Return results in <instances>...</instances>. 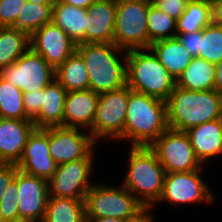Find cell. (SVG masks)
<instances>
[{
    "label": "cell",
    "instance_id": "14",
    "mask_svg": "<svg viewBox=\"0 0 222 222\" xmlns=\"http://www.w3.org/2000/svg\"><path fill=\"white\" fill-rule=\"evenodd\" d=\"M76 43L53 22L40 27L30 36V48L54 69L76 51Z\"/></svg>",
    "mask_w": 222,
    "mask_h": 222
},
{
    "label": "cell",
    "instance_id": "26",
    "mask_svg": "<svg viewBox=\"0 0 222 222\" xmlns=\"http://www.w3.org/2000/svg\"><path fill=\"white\" fill-rule=\"evenodd\" d=\"M43 222H86L84 199L48 197Z\"/></svg>",
    "mask_w": 222,
    "mask_h": 222
},
{
    "label": "cell",
    "instance_id": "30",
    "mask_svg": "<svg viewBox=\"0 0 222 222\" xmlns=\"http://www.w3.org/2000/svg\"><path fill=\"white\" fill-rule=\"evenodd\" d=\"M0 118L29 119L23 104V92L0 76Z\"/></svg>",
    "mask_w": 222,
    "mask_h": 222
},
{
    "label": "cell",
    "instance_id": "25",
    "mask_svg": "<svg viewBox=\"0 0 222 222\" xmlns=\"http://www.w3.org/2000/svg\"><path fill=\"white\" fill-rule=\"evenodd\" d=\"M55 79L67 92L89 89L87 68L76 51L55 69Z\"/></svg>",
    "mask_w": 222,
    "mask_h": 222
},
{
    "label": "cell",
    "instance_id": "9",
    "mask_svg": "<svg viewBox=\"0 0 222 222\" xmlns=\"http://www.w3.org/2000/svg\"><path fill=\"white\" fill-rule=\"evenodd\" d=\"M129 101V87L99 94L96 116L90 134L94 140L102 137L124 139V126Z\"/></svg>",
    "mask_w": 222,
    "mask_h": 222
},
{
    "label": "cell",
    "instance_id": "47",
    "mask_svg": "<svg viewBox=\"0 0 222 222\" xmlns=\"http://www.w3.org/2000/svg\"><path fill=\"white\" fill-rule=\"evenodd\" d=\"M0 222H5L1 213H0Z\"/></svg>",
    "mask_w": 222,
    "mask_h": 222
},
{
    "label": "cell",
    "instance_id": "45",
    "mask_svg": "<svg viewBox=\"0 0 222 222\" xmlns=\"http://www.w3.org/2000/svg\"><path fill=\"white\" fill-rule=\"evenodd\" d=\"M31 3L43 4V3H55V0H26Z\"/></svg>",
    "mask_w": 222,
    "mask_h": 222
},
{
    "label": "cell",
    "instance_id": "15",
    "mask_svg": "<svg viewBox=\"0 0 222 222\" xmlns=\"http://www.w3.org/2000/svg\"><path fill=\"white\" fill-rule=\"evenodd\" d=\"M16 166L21 172L47 181L54 175L58 165L50 156L49 127L32 131Z\"/></svg>",
    "mask_w": 222,
    "mask_h": 222
},
{
    "label": "cell",
    "instance_id": "5",
    "mask_svg": "<svg viewBox=\"0 0 222 222\" xmlns=\"http://www.w3.org/2000/svg\"><path fill=\"white\" fill-rule=\"evenodd\" d=\"M144 49L126 51V85L132 90L165 101L176 87V79L158 57Z\"/></svg>",
    "mask_w": 222,
    "mask_h": 222
},
{
    "label": "cell",
    "instance_id": "11",
    "mask_svg": "<svg viewBox=\"0 0 222 222\" xmlns=\"http://www.w3.org/2000/svg\"><path fill=\"white\" fill-rule=\"evenodd\" d=\"M93 150L83 159L57 166L54 175L47 181L48 196L85 199L88 190L89 175L93 171Z\"/></svg>",
    "mask_w": 222,
    "mask_h": 222
},
{
    "label": "cell",
    "instance_id": "39",
    "mask_svg": "<svg viewBox=\"0 0 222 222\" xmlns=\"http://www.w3.org/2000/svg\"><path fill=\"white\" fill-rule=\"evenodd\" d=\"M212 23L222 26V0H210Z\"/></svg>",
    "mask_w": 222,
    "mask_h": 222
},
{
    "label": "cell",
    "instance_id": "27",
    "mask_svg": "<svg viewBox=\"0 0 222 222\" xmlns=\"http://www.w3.org/2000/svg\"><path fill=\"white\" fill-rule=\"evenodd\" d=\"M26 48V49H25ZM30 48V36L13 27H0V71Z\"/></svg>",
    "mask_w": 222,
    "mask_h": 222
},
{
    "label": "cell",
    "instance_id": "29",
    "mask_svg": "<svg viewBox=\"0 0 222 222\" xmlns=\"http://www.w3.org/2000/svg\"><path fill=\"white\" fill-rule=\"evenodd\" d=\"M54 3L26 2L13 26L31 36L43 25L52 22V6Z\"/></svg>",
    "mask_w": 222,
    "mask_h": 222
},
{
    "label": "cell",
    "instance_id": "32",
    "mask_svg": "<svg viewBox=\"0 0 222 222\" xmlns=\"http://www.w3.org/2000/svg\"><path fill=\"white\" fill-rule=\"evenodd\" d=\"M199 58L214 65L222 60V26L210 23L203 28Z\"/></svg>",
    "mask_w": 222,
    "mask_h": 222
},
{
    "label": "cell",
    "instance_id": "42",
    "mask_svg": "<svg viewBox=\"0 0 222 222\" xmlns=\"http://www.w3.org/2000/svg\"><path fill=\"white\" fill-rule=\"evenodd\" d=\"M62 3L87 9L90 5L98 0H60Z\"/></svg>",
    "mask_w": 222,
    "mask_h": 222
},
{
    "label": "cell",
    "instance_id": "37",
    "mask_svg": "<svg viewBox=\"0 0 222 222\" xmlns=\"http://www.w3.org/2000/svg\"><path fill=\"white\" fill-rule=\"evenodd\" d=\"M162 12L168 14L174 19H178L185 11V5L181 1L174 0H152Z\"/></svg>",
    "mask_w": 222,
    "mask_h": 222
},
{
    "label": "cell",
    "instance_id": "6",
    "mask_svg": "<svg viewBox=\"0 0 222 222\" xmlns=\"http://www.w3.org/2000/svg\"><path fill=\"white\" fill-rule=\"evenodd\" d=\"M110 187L94 184L85 195V218L130 219L140 213L144 205L123 185Z\"/></svg>",
    "mask_w": 222,
    "mask_h": 222
},
{
    "label": "cell",
    "instance_id": "21",
    "mask_svg": "<svg viewBox=\"0 0 222 222\" xmlns=\"http://www.w3.org/2000/svg\"><path fill=\"white\" fill-rule=\"evenodd\" d=\"M66 94L67 91L56 79L42 89L40 113L33 119L36 128L63 127Z\"/></svg>",
    "mask_w": 222,
    "mask_h": 222
},
{
    "label": "cell",
    "instance_id": "23",
    "mask_svg": "<svg viewBox=\"0 0 222 222\" xmlns=\"http://www.w3.org/2000/svg\"><path fill=\"white\" fill-rule=\"evenodd\" d=\"M52 22L59 26L76 44L85 43L87 9L55 0L52 6Z\"/></svg>",
    "mask_w": 222,
    "mask_h": 222
},
{
    "label": "cell",
    "instance_id": "8",
    "mask_svg": "<svg viewBox=\"0 0 222 222\" xmlns=\"http://www.w3.org/2000/svg\"><path fill=\"white\" fill-rule=\"evenodd\" d=\"M166 173L202 169L185 131L168 128L150 146Z\"/></svg>",
    "mask_w": 222,
    "mask_h": 222
},
{
    "label": "cell",
    "instance_id": "16",
    "mask_svg": "<svg viewBox=\"0 0 222 222\" xmlns=\"http://www.w3.org/2000/svg\"><path fill=\"white\" fill-rule=\"evenodd\" d=\"M19 217L43 222L48 199L47 180L17 170Z\"/></svg>",
    "mask_w": 222,
    "mask_h": 222
},
{
    "label": "cell",
    "instance_id": "4",
    "mask_svg": "<svg viewBox=\"0 0 222 222\" xmlns=\"http://www.w3.org/2000/svg\"><path fill=\"white\" fill-rule=\"evenodd\" d=\"M128 155L129 168L122 185L144 207L152 208L162 195L165 169L159 162L156 153L150 147L131 146ZM135 193L138 194L136 195Z\"/></svg>",
    "mask_w": 222,
    "mask_h": 222
},
{
    "label": "cell",
    "instance_id": "46",
    "mask_svg": "<svg viewBox=\"0 0 222 222\" xmlns=\"http://www.w3.org/2000/svg\"><path fill=\"white\" fill-rule=\"evenodd\" d=\"M174 1H181L186 6L188 3L196 1V0H174Z\"/></svg>",
    "mask_w": 222,
    "mask_h": 222
},
{
    "label": "cell",
    "instance_id": "12",
    "mask_svg": "<svg viewBox=\"0 0 222 222\" xmlns=\"http://www.w3.org/2000/svg\"><path fill=\"white\" fill-rule=\"evenodd\" d=\"M200 171L202 170L166 173L163 192L158 202L165 200L177 205L178 203H199L204 200L208 203L214 201L213 194L199 174Z\"/></svg>",
    "mask_w": 222,
    "mask_h": 222
},
{
    "label": "cell",
    "instance_id": "17",
    "mask_svg": "<svg viewBox=\"0 0 222 222\" xmlns=\"http://www.w3.org/2000/svg\"><path fill=\"white\" fill-rule=\"evenodd\" d=\"M35 128L31 119L0 118V163L17 164Z\"/></svg>",
    "mask_w": 222,
    "mask_h": 222
},
{
    "label": "cell",
    "instance_id": "28",
    "mask_svg": "<svg viewBox=\"0 0 222 222\" xmlns=\"http://www.w3.org/2000/svg\"><path fill=\"white\" fill-rule=\"evenodd\" d=\"M212 23L210 0H196L185 6V11L177 19V34L197 32Z\"/></svg>",
    "mask_w": 222,
    "mask_h": 222
},
{
    "label": "cell",
    "instance_id": "41",
    "mask_svg": "<svg viewBox=\"0 0 222 222\" xmlns=\"http://www.w3.org/2000/svg\"><path fill=\"white\" fill-rule=\"evenodd\" d=\"M151 207H145L140 213L135 217L126 219L124 222H152V218L149 215V210Z\"/></svg>",
    "mask_w": 222,
    "mask_h": 222
},
{
    "label": "cell",
    "instance_id": "31",
    "mask_svg": "<svg viewBox=\"0 0 222 222\" xmlns=\"http://www.w3.org/2000/svg\"><path fill=\"white\" fill-rule=\"evenodd\" d=\"M176 23V19L162 12L152 3L147 17L149 48L155 41L176 37Z\"/></svg>",
    "mask_w": 222,
    "mask_h": 222
},
{
    "label": "cell",
    "instance_id": "20",
    "mask_svg": "<svg viewBox=\"0 0 222 222\" xmlns=\"http://www.w3.org/2000/svg\"><path fill=\"white\" fill-rule=\"evenodd\" d=\"M185 132L201 163L222 154V118L205 122Z\"/></svg>",
    "mask_w": 222,
    "mask_h": 222
},
{
    "label": "cell",
    "instance_id": "3",
    "mask_svg": "<svg viewBox=\"0 0 222 222\" xmlns=\"http://www.w3.org/2000/svg\"><path fill=\"white\" fill-rule=\"evenodd\" d=\"M119 50L114 43H82L76 45V52L82 57L89 77V89L101 94L126 86L125 63L116 56ZM117 51V52H115ZM124 63V64H123Z\"/></svg>",
    "mask_w": 222,
    "mask_h": 222
},
{
    "label": "cell",
    "instance_id": "22",
    "mask_svg": "<svg viewBox=\"0 0 222 222\" xmlns=\"http://www.w3.org/2000/svg\"><path fill=\"white\" fill-rule=\"evenodd\" d=\"M147 51H153L161 64L176 80L193 58L177 36L155 41Z\"/></svg>",
    "mask_w": 222,
    "mask_h": 222
},
{
    "label": "cell",
    "instance_id": "33",
    "mask_svg": "<svg viewBox=\"0 0 222 222\" xmlns=\"http://www.w3.org/2000/svg\"><path fill=\"white\" fill-rule=\"evenodd\" d=\"M17 172L15 178L11 181L3 197L0 200V213L6 221L19 217L18 203H17Z\"/></svg>",
    "mask_w": 222,
    "mask_h": 222
},
{
    "label": "cell",
    "instance_id": "43",
    "mask_svg": "<svg viewBox=\"0 0 222 222\" xmlns=\"http://www.w3.org/2000/svg\"><path fill=\"white\" fill-rule=\"evenodd\" d=\"M86 222H124L122 219H115L111 217L106 218H86Z\"/></svg>",
    "mask_w": 222,
    "mask_h": 222
},
{
    "label": "cell",
    "instance_id": "36",
    "mask_svg": "<svg viewBox=\"0 0 222 222\" xmlns=\"http://www.w3.org/2000/svg\"><path fill=\"white\" fill-rule=\"evenodd\" d=\"M182 45L190 52V55L199 57L200 53V38H203V29L197 32L188 34H176Z\"/></svg>",
    "mask_w": 222,
    "mask_h": 222
},
{
    "label": "cell",
    "instance_id": "38",
    "mask_svg": "<svg viewBox=\"0 0 222 222\" xmlns=\"http://www.w3.org/2000/svg\"><path fill=\"white\" fill-rule=\"evenodd\" d=\"M17 170L16 164L0 163V200L11 181L15 178Z\"/></svg>",
    "mask_w": 222,
    "mask_h": 222
},
{
    "label": "cell",
    "instance_id": "24",
    "mask_svg": "<svg viewBox=\"0 0 222 222\" xmlns=\"http://www.w3.org/2000/svg\"><path fill=\"white\" fill-rule=\"evenodd\" d=\"M215 65L199 57H194L191 63L176 80V86L192 90H214Z\"/></svg>",
    "mask_w": 222,
    "mask_h": 222
},
{
    "label": "cell",
    "instance_id": "40",
    "mask_svg": "<svg viewBox=\"0 0 222 222\" xmlns=\"http://www.w3.org/2000/svg\"><path fill=\"white\" fill-rule=\"evenodd\" d=\"M214 90L222 94V60L215 65Z\"/></svg>",
    "mask_w": 222,
    "mask_h": 222
},
{
    "label": "cell",
    "instance_id": "10",
    "mask_svg": "<svg viewBox=\"0 0 222 222\" xmlns=\"http://www.w3.org/2000/svg\"><path fill=\"white\" fill-rule=\"evenodd\" d=\"M0 76L26 93L44 89L55 79V69L29 48L13 64L3 68Z\"/></svg>",
    "mask_w": 222,
    "mask_h": 222
},
{
    "label": "cell",
    "instance_id": "18",
    "mask_svg": "<svg viewBox=\"0 0 222 222\" xmlns=\"http://www.w3.org/2000/svg\"><path fill=\"white\" fill-rule=\"evenodd\" d=\"M117 3L98 0L87 8L85 43H113Z\"/></svg>",
    "mask_w": 222,
    "mask_h": 222
},
{
    "label": "cell",
    "instance_id": "44",
    "mask_svg": "<svg viewBox=\"0 0 222 222\" xmlns=\"http://www.w3.org/2000/svg\"><path fill=\"white\" fill-rule=\"evenodd\" d=\"M6 222H35V221L31 219H27V218L18 217V218H15Z\"/></svg>",
    "mask_w": 222,
    "mask_h": 222
},
{
    "label": "cell",
    "instance_id": "13",
    "mask_svg": "<svg viewBox=\"0 0 222 222\" xmlns=\"http://www.w3.org/2000/svg\"><path fill=\"white\" fill-rule=\"evenodd\" d=\"M95 142L89 132L80 133L78 128L49 127L50 156L57 165L85 158Z\"/></svg>",
    "mask_w": 222,
    "mask_h": 222
},
{
    "label": "cell",
    "instance_id": "35",
    "mask_svg": "<svg viewBox=\"0 0 222 222\" xmlns=\"http://www.w3.org/2000/svg\"><path fill=\"white\" fill-rule=\"evenodd\" d=\"M23 104L26 116L33 120L42 106V89L23 93Z\"/></svg>",
    "mask_w": 222,
    "mask_h": 222
},
{
    "label": "cell",
    "instance_id": "1",
    "mask_svg": "<svg viewBox=\"0 0 222 222\" xmlns=\"http://www.w3.org/2000/svg\"><path fill=\"white\" fill-rule=\"evenodd\" d=\"M169 128L178 131L222 118V94L175 87L166 100Z\"/></svg>",
    "mask_w": 222,
    "mask_h": 222
},
{
    "label": "cell",
    "instance_id": "2",
    "mask_svg": "<svg viewBox=\"0 0 222 222\" xmlns=\"http://www.w3.org/2000/svg\"><path fill=\"white\" fill-rule=\"evenodd\" d=\"M168 128L166 102L129 88L124 139L149 147Z\"/></svg>",
    "mask_w": 222,
    "mask_h": 222
},
{
    "label": "cell",
    "instance_id": "48",
    "mask_svg": "<svg viewBox=\"0 0 222 222\" xmlns=\"http://www.w3.org/2000/svg\"><path fill=\"white\" fill-rule=\"evenodd\" d=\"M116 3L122 2V1H130V0H114Z\"/></svg>",
    "mask_w": 222,
    "mask_h": 222
},
{
    "label": "cell",
    "instance_id": "7",
    "mask_svg": "<svg viewBox=\"0 0 222 222\" xmlns=\"http://www.w3.org/2000/svg\"><path fill=\"white\" fill-rule=\"evenodd\" d=\"M152 0L117 3L113 43L123 51L149 49L147 17Z\"/></svg>",
    "mask_w": 222,
    "mask_h": 222
},
{
    "label": "cell",
    "instance_id": "34",
    "mask_svg": "<svg viewBox=\"0 0 222 222\" xmlns=\"http://www.w3.org/2000/svg\"><path fill=\"white\" fill-rule=\"evenodd\" d=\"M26 0H0V27H13Z\"/></svg>",
    "mask_w": 222,
    "mask_h": 222
},
{
    "label": "cell",
    "instance_id": "19",
    "mask_svg": "<svg viewBox=\"0 0 222 222\" xmlns=\"http://www.w3.org/2000/svg\"><path fill=\"white\" fill-rule=\"evenodd\" d=\"M98 98L99 94L90 89L67 92L63 127H88L89 130L96 116Z\"/></svg>",
    "mask_w": 222,
    "mask_h": 222
}]
</instances>
